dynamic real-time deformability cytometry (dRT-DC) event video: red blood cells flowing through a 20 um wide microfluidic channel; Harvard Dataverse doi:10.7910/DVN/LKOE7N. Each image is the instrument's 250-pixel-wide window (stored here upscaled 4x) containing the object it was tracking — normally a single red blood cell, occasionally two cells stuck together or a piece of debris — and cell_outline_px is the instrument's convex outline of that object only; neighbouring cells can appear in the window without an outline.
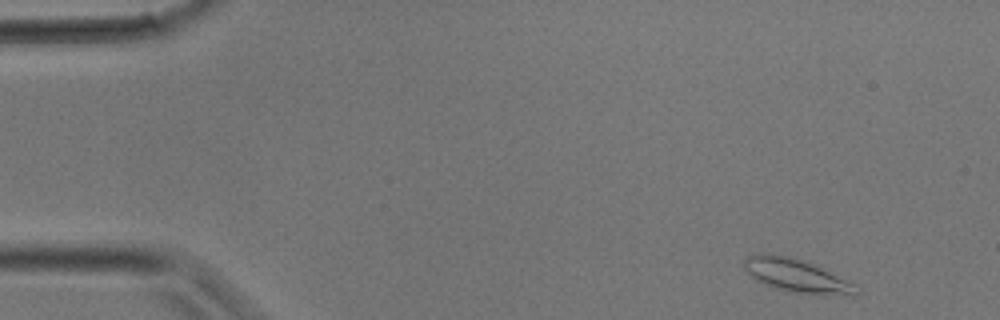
{"species": "common noctule bat (a hibernating species)", "species_latin": "Nyctalus noctula", "temperature_condition": "room temperature", "stored_images_in_passage": 8, "camera_frame_rate_fps": 3000, "um_per_image_px": 0.085, "animal": {"sex": "male", "body_mass_g": 17.9}, "frame": {"image": 1, "passage_image": 2, "time_ms": 0.333, "image_size_px": [1000, 320], "cell_outline_px": [[860, 292], [856, 296], [816, 296], [792, 292], [776, 288], [756, 280], [744, 268], [744, 260], [748, 256], [760, 252], [788, 256], [804, 260], [856, 284]], "centroid_in_image_um": [67.78, 23.46], "position_along_channel_um": 17.2, "area_um2": 22.14}}